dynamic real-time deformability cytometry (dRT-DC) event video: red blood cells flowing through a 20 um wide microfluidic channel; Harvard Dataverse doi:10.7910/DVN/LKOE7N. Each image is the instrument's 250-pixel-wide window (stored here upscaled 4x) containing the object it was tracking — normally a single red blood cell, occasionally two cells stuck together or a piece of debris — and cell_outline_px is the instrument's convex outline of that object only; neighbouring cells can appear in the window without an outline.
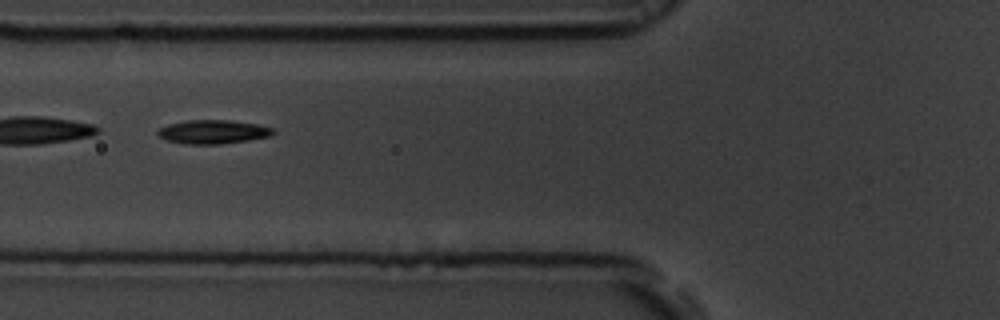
{"species": "common noctule bat (a hibernating species)", "species_latin": "Nyctalus noctula", "temperature_condition": "room temperature", "stored_images_in_passage": 55, "segment_of_instrument_passage": [2, 2], "camera_frame_rate_fps": 3000, "um_per_image_px": 0.085, "animal": {"sex": "male", "body_mass_g": 19.5, "forearm_length_mm": 54.6}, "frame": {"image": 1, "passage_image": 22, "time_ms": 7.0, "image_size_px": [1000, 320], "cell_outline_px": [[276, 132], [272, 136], [248, 140], [220, 144], [184, 144], [168, 140], [156, 136], [156, 132], [160, 128], [168, 124], [188, 120], [228, 120], [256, 124], [272, 128]], "centroid_in_image_um": [18.09, 11.21], "position_along_channel_um": 107.7, "area_um2": 16.01}}